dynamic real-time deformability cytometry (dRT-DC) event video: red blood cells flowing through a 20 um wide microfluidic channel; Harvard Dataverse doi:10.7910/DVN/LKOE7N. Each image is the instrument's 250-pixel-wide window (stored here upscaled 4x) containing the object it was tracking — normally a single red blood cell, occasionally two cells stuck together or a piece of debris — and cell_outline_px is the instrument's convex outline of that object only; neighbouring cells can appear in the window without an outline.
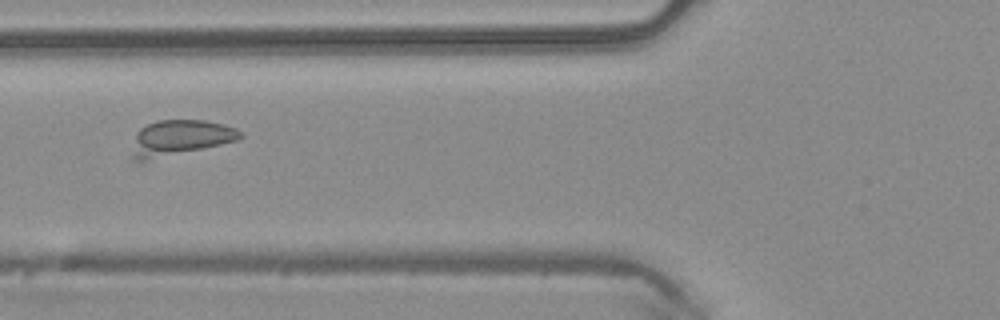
{"species": "common noctule bat (a hibernating species)", "species_latin": "Nyctalus noctula", "temperature_condition": "warm", "stored_images_in_passage": 6, "camera_frame_rate_fps": 3000, "um_per_image_px": 0.085, "animal": {"sex": "male", "body_mass_g": 20.4}, "frame": {"image": 1, "passage_image": 6, "time_ms": 1.667, "image_size_px": [1000, 320], "cell_outline_px": [[244, 136], [236, 140], [140, 164], [132, 160], [132, 156], [136, 132], [140, 128], [156, 120], [204, 120], [224, 124], [236, 128]], "centroid_in_image_um": [15.23, 11.75], "position_along_channel_um": 110.6, "area_um2": 22.72}}